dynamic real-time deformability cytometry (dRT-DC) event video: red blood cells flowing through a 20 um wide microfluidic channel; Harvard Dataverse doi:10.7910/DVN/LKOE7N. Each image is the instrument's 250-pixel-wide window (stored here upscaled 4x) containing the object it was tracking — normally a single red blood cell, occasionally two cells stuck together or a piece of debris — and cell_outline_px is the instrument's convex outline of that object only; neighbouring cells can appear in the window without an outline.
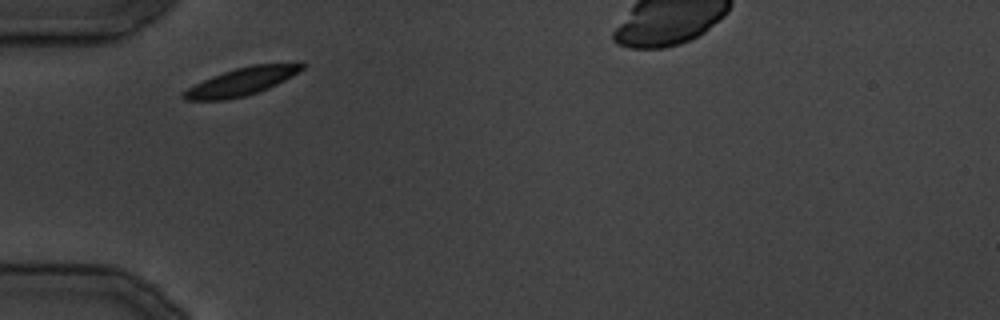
{"species": "common noctule bat (a hibernating species)", "species_latin": "Nyctalus noctula", "temperature_condition": "cold", "stored_images_in_passage": 10, "camera_frame_rate_fps": 3000, "um_per_image_px": 0.085, "animal": {"sex": "male", "body_mass_g": 19.5, "forearm_length_mm": 54.6}, "frame": {"image": 1, "passage_image": 1, "time_ms": 0.0, "image_size_px": [1000, 320], "cell_outline_px": [[308, 64], [304, 68], [292, 76], [268, 88], [244, 96], [224, 100], [184, 100], [180, 96], [180, 92], [212, 76], [236, 68], [252, 64]], "centroid_in_image_um": [20.47, 6.95], "position_along_channel_um": 64.5, "area_um2": 18.79}}
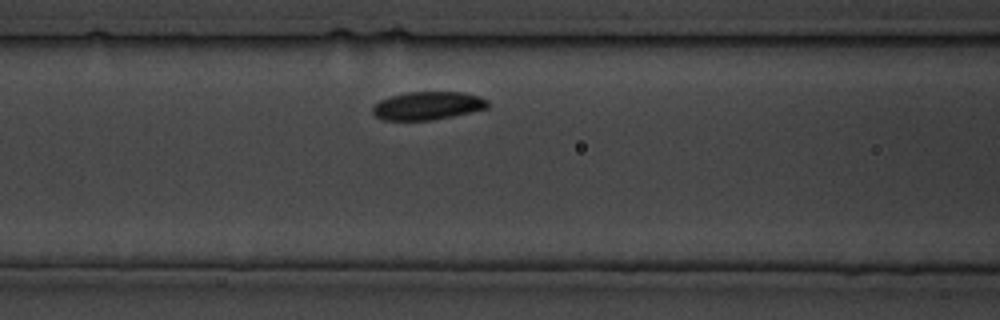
{"frame": {"image": 2, "passage_image": 5, "time_ms": 4.667, "image_size_px": [1000, 320], "cell_outline_px": [[488, 108], [452, 116], [432, 120], [380, 120], [372, 112], [372, 108], [380, 100], [392, 96], [408, 92], [464, 92], [480, 96], [488, 100]], "centroid_in_image_um": [36.36, 8.98], "position_along_channel_um": 130.2, "area_um2": 18.84}}
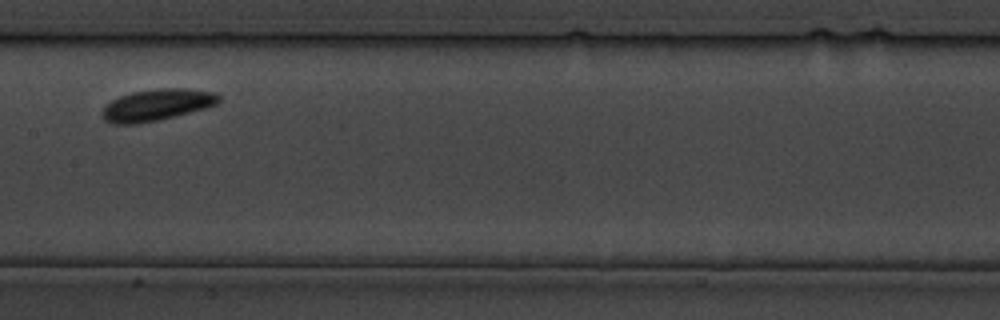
{"frame": {"image": 3, "passage_image": 9, "time_ms": 9.0, "image_size_px": [1000, 320], "cell_outline_px": [[220, 100], [216, 104], [204, 108], [156, 120], [136, 124], [112, 124], [104, 120], [104, 108], [112, 100], [120, 96], [132, 92], [160, 88], [184, 88], [212, 92], [220, 96]], "centroid_in_image_um": [13.32, 8.91], "position_along_channel_um": 194.1, "area_um2": 20.92}}